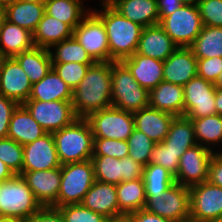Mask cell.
<instances>
[{"instance_id":"cell-1","label":"cell","mask_w":222,"mask_h":222,"mask_svg":"<svg viewBox=\"0 0 222 222\" xmlns=\"http://www.w3.org/2000/svg\"><path fill=\"white\" fill-rule=\"evenodd\" d=\"M111 62H95L72 92V105L78 118L112 106Z\"/></svg>"},{"instance_id":"cell-2","label":"cell","mask_w":222,"mask_h":222,"mask_svg":"<svg viewBox=\"0 0 222 222\" xmlns=\"http://www.w3.org/2000/svg\"><path fill=\"white\" fill-rule=\"evenodd\" d=\"M102 1L101 10L93 12L102 20L109 44L110 62L122 61L132 56L138 48L143 27L128 20L116 11L106 0Z\"/></svg>"},{"instance_id":"cell-3","label":"cell","mask_w":222,"mask_h":222,"mask_svg":"<svg viewBox=\"0 0 222 222\" xmlns=\"http://www.w3.org/2000/svg\"><path fill=\"white\" fill-rule=\"evenodd\" d=\"M52 135L62 165L92 159L94 138L85 118H77L71 125L53 132Z\"/></svg>"},{"instance_id":"cell-4","label":"cell","mask_w":222,"mask_h":222,"mask_svg":"<svg viewBox=\"0 0 222 222\" xmlns=\"http://www.w3.org/2000/svg\"><path fill=\"white\" fill-rule=\"evenodd\" d=\"M112 106L135 112L149 106V91L135 80L122 61L111 62Z\"/></svg>"},{"instance_id":"cell-5","label":"cell","mask_w":222,"mask_h":222,"mask_svg":"<svg viewBox=\"0 0 222 222\" xmlns=\"http://www.w3.org/2000/svg\"><path fill=\"white\" fill-rule=\"evenodd\" d=\"M42 208L20 174L0 183V217L26 221Z\"/></svg>"},{"instance_id":"cell-6","label":"cell","mask_w":222,"mask_h":222,"mask_svg":"<svg viewBox=\"0 0 222 222\" xmlns=\"http://www.w3.org/2000/svg\"><path fill=\"white\" fill-rule=\"evenodd\" d=\"M95 182L92 160L61 166V184L54 208L68 204H81L85 194Z\"/></svg>"},{"instance_id":"cell-7","label":"cell","mask_w":222,"mask_h":222,"mask_svg":"<svg viewBox=\"0 0 222 222\" xmlns=\"http://www.w3.org/2000/svg\"><path fill=\"white\" fill-rule=\"evenodd\" d=\"M85 119L91 127L93 138L127 141L135 129L133 112L113 106L95 111Z\"/></svg>"},{"instance_id":"cell-8","label":"cell","mask_w":222,"mask_h":222,"mask_svg":"<svg viewBox=\"0 0 222 222\" xmlns=\"http://www.w3.org/2000/svg\"><path fill=\"white\" fill-rule=\"evenodd\" d=\"M144 209L174 222H189V188L175 182L162 195L146 196Z\"/></svg>"},{"instance_id":"cell-9","label":"cell","mask_w":222,"mask_h":222,"mask_svg":"<svg viewBox=\"0 0 222 222\" xmlns=\"http://www.w3.org/2000/svg\"><path fill=\"white\" fill-rule=\"evenodd\" d=\"M159 25L178 47H190L203 28L198 6L191 4H183Z\"/></svg>"},{"instance_id":"cell-10","label":"cell","mask_w":222,"mask_h":222,"mask_svg":"<svg viewBox=\"0 0 222 222\" xmlns=\"http://www.w3.org/2000/svg\"><path fill=\"white\" fill-rule=\"evenodd\" d=\"M73 36L94 62H110L106 29L102 20L93 11L76 26Z\"/></svg>"},{"instance_id":"cell-11","label":"cell","mask_w":222,"mask_h":222,"mask_svg":"<svg viewBox=\"0 0 222 222\" xmlns=\"http://www.w3.org/2000/svg\"><path fill=\"white\" fill-rule=\"evenodd\" d=\"M189 222H212L222 216V187L208 181L189 188Z\"/></svg>"},{"instance_id":"cell-12","label":"cell","mask_w":222,"mask_h":222,"mask_svg":"<svg viewBox=\"0 0 222 222\" xmlns=\"http://www.w3.org/2000/svg\"><path fill=\"white\" fill-rule=\"evenodd\" d=\"M23 105L47 133L61 130L78 118L71 101H26Z\"/></svg>"},{"instance_id":"cell-13","label":"cell","mask_w":222,"mask_h":222,"mask_svg":"<svg viewBox=\"0 0 222 222\" xmlns=\"http://www.w3.org/2000/svg\"><path fill=\"white\" fill-rule=\"evenodd\" d=\"M184 116L199 119L216 114L214 83L196 76L184 86Z\"/></svg>"},{"instance_id":"cell-14","label":"cell","mask_w":222,"mask_h":222,"mask_svg":"<svg viewBox=\"0 0 222 222\" xmlns=\"http://www.w3.org/2000/svg\"><path fill=\"white\" fill-rule=\"evenodd\" d=\"M214 153L199 144L187 149L180 158L175 182L188 188L206 182Z\"/></svg>"},{"instance_id":"cell-15","label":"cell","mask_w":222,"mask_h":222,"mask_svg":"<svg viewBox=\"0 0 222 222\" xmlns=\"http://www.w3.org/2000/svg\"><path fill=\"white\" fill-rule=\"evenodd\" d=\"M61 166L52 133L23 146L22 171L50 170Z\"/></svg>"},{"instance_id":"cell-16","label":"cell","mask_w":222,"mask_h":222,"mask_svg":"<svg viewBox=\"0 0 222 222\" xmlns=\"http://www.w3.org/2000/svg\"><path fill=\"white\" fill-rule=\"evenodd\" d=\"M42 207L52 206L59 194L61 167L50 170L22 171L20 174Z\"/></svg>"},{"instance_id":"cell-17","label":"cell","mask_w":222,"mask_h":222,"mask_svg":"<svg viewBox=\"0 0 222 222\" xmlns=\"http://www.w3.org/2000/svg\"><path fill=\"white\" fill-rule=\"evenodd\" d=\"M32 83L18 61L8 58L0 71V94L24 104L31 94Z\"/></svg>"},{"instance_id":"cell-18","label":"cell","mask_w":222,"mask_h":222,"mask_svg":"<svg viewBox=\"0 0 222 222\" xmlns=\"http://www.w3.org/2000/svg\"><path fill=\"white\" fill-rule=\"evenodd\" d=\"M197 76V58L190 47H178L163 62V81L184 86Z\"/></svg>"},{"instance_id":"cell-19","label":"cell","mask_w":222,"mask_h":222,"mask_svg":"<svg viewBox=\"0 0 222 222\" xmlns=\"http://www.w3.org/2000/svg\"><path fill=\"white\" fill-rule=\"evenodd\" d=\"M178 46L159 25H152L142 29L136 53L165 61Z\"/></svg>"},{"instance_id":"cell-20","label":"cell","mask_w":222,"mask_h":222,"mask_svg":"<svg viewBox=\"0 0 222 222\" xmlns=\"http://www.w3.org/2000/svg\"><path fill=\"white\" fill-rule=\"evenodd\" d=\"M135 128L143 132L154 143H161L168 134L173 119L171 113L146 107L133 112Z\"/></svg>"},{"instance_id":"cell-21","label":"cell","mask_w":222,"mask_h":222,"mask_svg":"<svg viewBox=\"0 0 222 222\" xmlns=\"http://www.w3.org/2000/svg\"><path fill=\"white\" fill-rule=\"evenodd\" d=\"M81 204L107 218L122 214L119 211L115 184L95 180Z\"/></svg>"},{"instance_id":"cell-22","label":"cell","mask_w":222,"mask_h":222,"mask_svg":"<svg viewBox=\"0 0 222 222\" xmlns=\"http://www.w3.org/2000/svg\"><path fill=\"white\" fill-rule=\"evenodd\" d=\"M135 80L148 91L163 81V61L136 52L122 60Z\"/></svg>"},{"instance_id":"cell-23","label":"cell","mask_w":222,"mask_h":222,"mask_svg":"<svg viewBox=\"0 0 222 222\" xmlns=\"http://www.w3.org/2000/svg\"><path fill=\"white\" fill-rule=\"evenodd\" d=\"M116 11L145 28L159 24L157 0H106Z\"/></svg>"},{"instance_id":"cell-24","label":"cell","mask_w":222,"mask_h":222,"mask_svg":"<svg viewBox=\"0 0 222 222\" xmlns=\"http://www.w3.org/2000/svg\"><path fill=\"white\" fill-rule=\"evenodd\" d=\"M45 134L47 132L33 119L27 108L19 104L11 116L7 137L24 146Z\"/></svg>"},{"instance_id":"cell-25","label":"cell","mask_w":222,"mask_h":222,"mask_svg":"<svg viewBox=\"0 0 222 222\" xmlns=\"http://www.w3.org/2000/svg\"><path fill=\"white\" fill-rule=\"evenodd\" d=\"M149 107L174 116H184L183 86L162 81L149 91Z\"/></svg>"},{"instance_id":"cell-26","label":"cell","mask_w":222,"mask_h":222,"mask_svg":"<svg viewBox=\"0 0 222 222\" xmlns=\"http://www.w3.org/2000/svg\"><path fill=\"white\" fill-rule=\"evenodd\" d=\"M72 90L51 69L39 82L32 84L31 94L27 101H72Z\"/></svg>"},{"instance_id":"cell-27","label":"cell","mask_w":222,"mask_h":222,"mask_svg":"<svg viewBox=\"0 0 222 222\" xmlns=\"http://www.w3.org/2000/svg\"><path fill=\"white\" fill-rule=\"evenodd\" d=\"M72 36L73 29L68 24L45 13L33 33V43L35 47L50 49Z\"/></svg>"},{"instance_id":"cell-28","label":"cell","mask_w":222,"mask_h":222,"mask_svg":"<svg viewBox=\"0 0 222 222\" xmlns=\"http://www.w3.org/2000/svg\"><path fill=\"white\" fill-rule=\"evenodd\" d=\"M34 47L33 34L20 26L5 20L0 27V48L13 58Z\"/></svg>"},{"instance_id":"cell-29","label":"cell","mask_w":222,"mask_h":222,"mask_svg":"<svg viewBox=\"0 0 222 222\" xmlns=\"http://www.w3.org/2000/svg\"><path fill=\"white\" fill-rule=\"evenodd\" d=\"M44 14L45 6L42 3L15 0L6 6V20L28 30L32 34Z\"/></svg>"},{"instance_id":"cell-30","label":"cell","mask_w":222,"mask_h":222,"mask_svg":"<svg viewBox=\"0 0 222 222\" xmlns=\"http://www.w3.org/2000/svg\"><path fill=\"white\" fill-rule=\"evenodd\" d=\"M32 84L39 82L52 69L49 49L33 47L14 57Z\"/></svg>"},{"instance_id":"cell-31","label":"cell","mask_w":222,"mask_h":222,"mask_svg":"<svg viewBox=\"0 0 222 222\" xmlns=\"http://www.w3.org/2000/svg\"><path fill=\"white\" fill-rule=\"evenodd\" d=\"M162 143L174 153H184L187 149L197 145L191 119L186 116H176Z\"/></svg>"},{"instance_id":"cell-32","label":"cell","mask_w":222,"mask_h":222,"mask_svg":"<svg viewBox=\"0 0 222 222\" xmlns=\"http://www.w3.org/2000/svg\"><path fill=\"white\" fill-rule=\"evenodd\" d=\"M119 211L131 214L144 209L146 204L145 184L142 178L121 182L116 185Z\"/></svg>"},{"instance_id":"cell-33","label":"cell","mask_w":222,"mask_h":222,"mask_svg":"<svg viewBox=\"0 0 222 222\" xmlns=\"http://www.w3.org/2000/svg\"><path fill=\"white\" fill-rule=\"evenodd\" d=\"M45 13L68 24L73 30L92 10H86L82 3L74 0H47Z\"/></svg>"},{"instance_id":"cell-34","label":"cell","mask_w":222,"mask_h":222,"mask_svg":"<svg viewBox=\"0 0 222 222\" xmlns=\"http://www.w3.org/2000/svg\"><path fill=\"white\" fill-rule=\"evenodd\" d=\"M191 122L197 143L218 153L213 148L222 142V115L213 114L199 119H191Z\"/></svg>"},{"instance_id":"cell-35","label":"cell","mask_w":222,"mask_h":222,"mask_svg":"<svg viewBox=\"0 0 222 222\" xmlns=\"http://www.w3.org/2000/svg\"><path fill=\"white\" fill-rule=\"evenodd\" d=\"M190 48L197 59L222 57V27L203 26Z\"/></svg>"},{"instance_id":"cell-36","label":"cell","mask_w":222,"mask_h":222,"mask_svg":"<svg viewBox=\"0 0 222 222\" xmlns=\"http://www.w3.org/2000/svg\"><path fill=\"white\" fill-rule=\"evenodd\" d=\"M55 50L53 51L52 48ZM52 63L78 62L81 64H94L82 45L74 38H67L60 43L54 44L49 49Z\"/></svg>"},{"instance_id":"cell-37","label":"cell","mask_w":222,"mask_h":222,"mask_svg":"<svg viewBox=\"0 0 222 222\" xmlns=\"http://www.w3.org/2000/svg\"><path fill=\"white\" fill-rule=\"evenodd\" d=\"M142 179L146 196L162 195L168 187L175 183V177L170 171L160 165L150 163L144 166Z\"/></svg>"},{"instance_id":"cell-38","label":"cell","mask_w":222,"mask_h":222,"mask_svg":"<svg viewBox=\"0 0 222 222\" xmlns=\"http://www.w3.org/2000/svg\"><path fill=\"white\" fill-rule=\"evenodd\" d=\"M95 180L120 184L122 182V158H112L110 156H92Z\"/></svg>"},{"instance_id":"cell-39","label":"cell","mask_w":222,"mask_h":222,"mask_svg":"<svg viewBox=\"0 0 222 222\" xmlns=\"http://www.w3.org/2000/svg\"><path fill=\"white\" fill-rule=\"evenodd\" d=\"M129 156L136 162L146 166L155 143L136 128L127 139Z\"/></svg>"},{"instance_id":"cell-40","label":"cell","mask_w":222,"mask_h":222,"mask_svg":"<svg viewBox=\"0 0 222 222\" xmlns=\"http://www.w3.org/2000/svg\"><path fill=\"white\" fill-rule=\"evenodd\" d=\"M93 64H81L78 62L52 63V69L73 91L83 80L87 70Z\"/></svg>"},{"instance_id":"cell-41","label":"cell","mask_w":222,"mask_h":222,"mask_svg":"<svg viewBox=\"0 0 222 222\" xmlns=\"http://www.w3.org/2000/svg\"><path fill=\"white\" fill-rule=\"evenodd\" d=\"M0 160L3 161L14 174H21L23 146L8 137L0 139Z\"/></svg>"},{"instance_id":"cell-42","label":"cell","mask_w":222,"mask_h":222,"mask_svg":"<svg viewBox=\"0 0 222 222\" xmlns=\"http://www.w3.org/2000/svg\"><path fill=\"white\" fill-rule=\"evenodd\" d=\"M128 142L107 138L93 139V156H110L112 158H125L129 156Z\"/></svg>"},{"instance_id":"cell-43","label":"cell","mask_w":222,"mask_h":222,"mask_svg":"<svg viewBox=\"0 0 222 222\" xmlns=\"http://www.w3.org/2000/svg\"><path fill=\"white\" fill-rule=\"evenodd\" d=\"M65 222H107L108 218L96 213L82 204H68L57 208Z\"/></svg>"},{"instance_id":"cell-44","label":"cell","mask_w":222,"mask_h":222,"mask_svg":"<svg viewBox=\"0 0 222 222\" xmlns=\"http://www.w3.org/2000/svg\"><path fill=\"white\" fill-rule=\"evenodd\" d=\"M182 154L183 153H174L169 148H166L162 142L155 143L150 154L149 163L160 165L175 176L178 172L179 161Z\"/></svg>"},{"instance_id":"cell-45","label":"cell","mask_w":222,"mask_h":222,"mask_svg":"<svg viewBox=\"0 0 222 222\" xmlns=\"http://www.w3.org/2000/svg\"><path fill=\"white\" fill-rule=\"evenodd\" d=\"M197 6L203 26L222 27V0H201Z\"/></svg>"},{"instance_id":"cell-46","label":"cell","mask_w":222,"mask_h":222,"mask_svg":"<svg viewBox=\"0 0 222 222\" xmlns=\"http://www.w3.org/2000/svg\"><path fill=\"white\" fill-rule=\"evenodd\" d=\"M222 70V57L197 59V76L215 83Z\"/></svg>"},{"instance_id":"cell-47","label":"cell","mask_w":222,"mask_h":222,"mask_svg":"<svg viewBox=\"0 0 222 222\" xmlns=\"http://www.w3.org/2000/svg\"><path fill=\"white\" fill-rule=\"evenodd\" d=\"M18 105L0 94V139L7 138L11 116Z\"/></svg>"},{"instance_id":"cell-48","label":"cell","mask_w":222,"mask_h":222,"mask_svg":"<svg viewBox=\"0 0 222 222\" xmlns=\"http://www.w3.org/2000/svg\"><path fill=\"white\" fill-rule=\"evenodd\" d=\"M144 165L134 161L130 156L122 158V182L142 178Z\"/></svg>"},{"instance_id":"cell-49","label":"cell","mask_w":222,"mask_h":222,"mask_svg":"<svg viewBox=\"0 0 222 222\" xmlns=\"http://www.w3.org/2000/svg\"><path fill=\"white\" fill-rule=\"evenodd\" d=\"M25 222H65L62 213L54 207H42Z\"/></svg>"},{"instance_id":"cell-50","label":"cell","mask_w":222,"mask_h":222,"mask_svg":"<svg viewBox=\"0 0 222 222\" xmlns=\"http://www.w3.org/2000/svg\"><path fill=\"white\" fill-rule=\"evenodd\" d=\"M222 152V151H221ZM214 153L209 164L208 182L222 187V153Z\"/></svg>"},{"instance_id":"cell-51","label":"cell","mask_w":222,"mask_h":222,"mask_svg":"<svg viewBox=\"0 0 222 222\" xmlns=\"http://www.w3.org/2000/svg\"><path fill=\"white\" fill-rule=\"evenodd\" d=\"M184 3L182 0H157V9L159 13V21L174 11L178 10Z\"/></svg>"},{"instance_id":"cell-52","label":"cell","mask_w":222,"mask_h":222,"mask_svg":"<svg viewBox=\"0 0 222 222\" xmlns=\"http://www.w3.org/2000/svg\"><path fill=\"white\" fill-rule=\"evenodd\" d=\"M130 215L133 222H174L172 220L150 213L145 209H140L136 212L131 213Z\"/></svg>"},{"instance_id":"cell-53","label":"cell","mask_w":222,"mask_h":222,"mask_svg":"<svg viewBox=\"0 0 222 222\" xmlns=\"http://www.w3.org/2000/svg\"><path fill=\"white\" fill-rule=\"evenodd\" d=\"M15 174L13 171L3 162L0 160V183L11 179Z\"/></svg>"},{"instance_id":"cell-54","label":"cell","mask_w":222,"mask_h":222,"mask_svg":"<svg viewBox=\"0 0 222 222\" xmlns=\"http://www.w3.org/2000/svg\"><path fill=\"white\" fill-rule=\"evenodd\" d=\"M215 106L216 114L222 115V87L216 88Z\"/></svg>"},{"instance_id":"cell-55","label":"cell","mask_w":222,"mask_h":222,"mask_svg":"<svg viewBox=\"0 0 222 222\" xmlns=\"http://www.w3.org/2000/svg\"><path fill=\"white\" fill-rule=\"evenodd\" d=\"M107 222H133L130 214H121L108 218Z\"/></svg>"},{"instance_id":"cell-56","label":"cell","mask_w":222,"mask_h":222,"mask_svg":"<svg viewBox=\"0 0 222 222\" xmlns=\"http://www.w3.org/2000/svg\"><path fill=\"white\" fill-rule=\"evenodd\" d=\"M6 20V6L0 3V27L3 25Z\"/></svg>"},{"instance_id":"cell-57","label":"cell","mask_w":222,"mask_h":222,"mask_svg":"<svg viewBox=\"0 0 222 222\" xmlns=\"http://www.w3.org/2000/svg\"><path fill=\"white\" fill-rule=\"evenodd\" d=\"M9 57L2 51V49L0 48V71L2 70V68L4 67V64L6 62V60Z\"/></svg>"},{"instance_id":"cell-58","label":"cell","mask_w":222,"mask_h":222,"mask_svg":"<svg viewBox=\"0 0 222 222\" xmlns=\"http://www.w3.org/2000/svg\"><path fill=\"white\" fill-rule=\"evenodd\" d=\"M0 222H25V221L18 218L0 217Z\"/></svg>"},{"instance_id":"cell-59","label":"cell","mask_w":222,"mask_h":222,"mask_svg":"<svg viewBox=\"0 0 222 222\" xmlns=\"http://www.w3.org/2000/svg\"><path fill=\"white\" fill-rule=\"evenodd\" d=\"M216 88H221L222 87V70L216 80V82L214 83Z\"/></svg>"},{"instance_id":"cell-60","label":"cell","mask_w":222,"mask_h":222,"mask_svg":"<svg viewBox=\"0 0 222 222\" xmlns=\"http://www.w3.org/2000/svg\"><path fill=\"white\" fill-rule=\"evenodd\" d=\"M201 0H182L184 4L198 5Z\"/></svg>"},{"instance_id":"cell-61","label":"cell","mask_w":222,"mask_h":222,"mask_svg":"<svg viewBox=\"0 0 222 222\" xmlns=\"http://www.w3.org/2000/svg\"><path fill=\"white\" fill-rule=\"evenodd\" d=\"M20 1L45 4L47 0H20Z\"/></svg>"},{"instance_id":"cell-62","label":"cell","mask_w":222,"mask_h":222,"mask_svg":"<svg viewBox=\"0 0 222 222\" xmlns=\"http://www.w3.org/2000/svg\"><path fill=\"white\" fill-rule=\"evenodd\" d=\"M15 0H0V3L3 4L4 6L9 5L10 3H12Z\"/></svg>"},{"instance_id":"cell-63","label":"cell","mask_w":222,"mask_h":222,"mask_svg":"<svg viewBox=\"0 0 222 222\" xmlns=\"http://www.w3.org/2000/svg\"><path fill=\"white\" fill-rule=\"evenodd\" d=\"M212 222H222V216Z\"/></svg>"},{"instance_id":"cell-64","label":"cell","mask_w":222,"mask_h":222,"mask_svg":"<svg viewBox=\"0 0 222 222\" xmlns=\"http://www.w3.org/2000/svg\"><path fill=\"white\" fill-rule=\"evenodd\" d=\"M74 1H76V2H79V3H83V0H74Z\"/></svg>"}]
</instances>
